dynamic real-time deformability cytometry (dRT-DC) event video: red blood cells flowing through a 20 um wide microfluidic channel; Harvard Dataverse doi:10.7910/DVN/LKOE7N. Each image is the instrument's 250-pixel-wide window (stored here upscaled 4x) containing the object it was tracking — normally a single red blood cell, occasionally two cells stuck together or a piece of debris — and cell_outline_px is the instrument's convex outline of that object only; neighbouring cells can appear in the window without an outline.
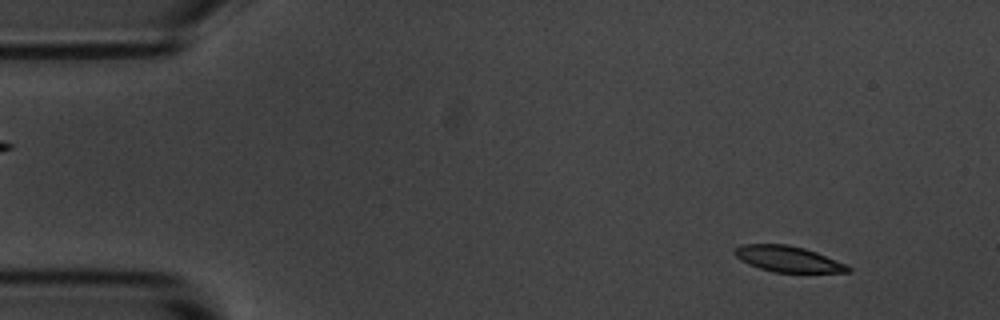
{"species": "common noctule bat (a hibernating species)", "species_latin": "Nyctalus noctula", "temperature_condition": "room temperature", "stored_images_in_passage": 3, "camera_frame_rate_fps": 3000, "um_per_image_px": 0.085, "animal": {"sex": "male", "body_mass_g": 20.1, "forearm_length_mm": 53.5}, "frame": {"image": 1, "passage_image": 1, "time_ms": 0.0, "image_size_px": [1000, 320], "cell_outline_px": [[852, 272], [772, 272], [748, 264], [740, 260], [732, 252], [732, 248], [740, 244], [788, 244], [804, 248], [816, 252], [848, 264], [852, 268]], "centroid_in_image_um": [66.96, 22.0], "position_along_channel_um": 18.0, "area_um2": 17.34}}
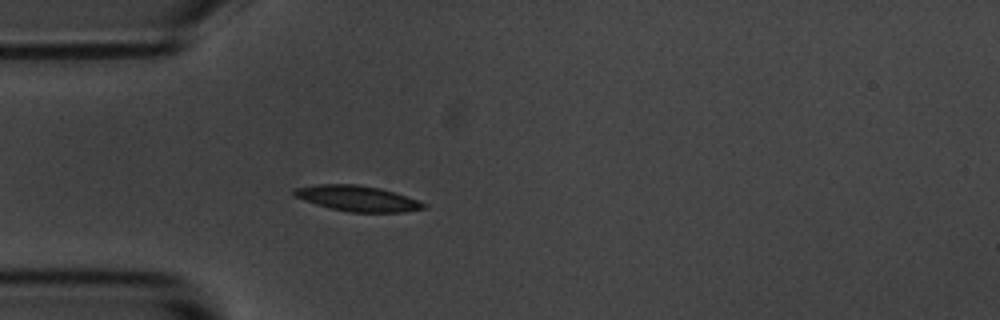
{"frame": {"image": 2, "passage_image": 3, "time_ms": 3.333, "image_size_px": [1000, 320], "cell_outline_px": [[428, 208], [404, 212], [348, 212], [316, 204], [304, 200], [296, 196], [292, 192], [296, 188], [320, 184], [356, 184], [380, 188], [428, 204]], "centroid_in_image_um": [30.41, 16.87], "position_along_channel_um": 54.6, "area_um2": 19.02}}